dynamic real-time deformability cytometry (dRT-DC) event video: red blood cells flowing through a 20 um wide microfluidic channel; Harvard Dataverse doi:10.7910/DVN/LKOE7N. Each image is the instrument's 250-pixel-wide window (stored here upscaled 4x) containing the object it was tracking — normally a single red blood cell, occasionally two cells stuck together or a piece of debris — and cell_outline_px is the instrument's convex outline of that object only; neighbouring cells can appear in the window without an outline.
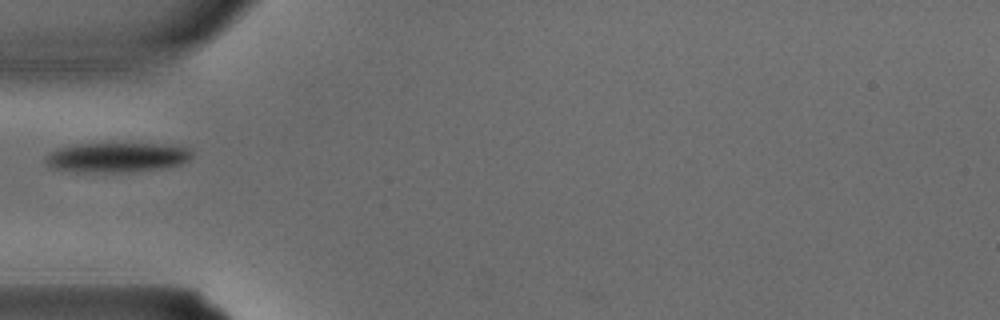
{"species": "common noctule bat (a hibernating species)", "species_latin": "Nyctalus noctula", "temperature_condition": "warm", "stored_images_in_passage": 3, "camera_frame_rate_fps": 3000, "um_per_image_px": 0.085, "animal": {"sex": "male", "body_mass_g": 15.6}, "frame": {"image": 1, "passage_image": 3, "time_ms": 0.667, "image_size_px": [1000, 320], "cell_outline_px": [[192, 156], [188, 160], [180, 164], [168, 168], [128, 172], [76, 172], [48, 168], [44, 160], [44, 156], [48, 152], [60, 148], [76, 144], [172, 144], [188, 148], [192, 152]], "centroid_in_image_um": [9.91, 13.39], "position_along_channel_um": 75.1, "area_um2": 25.78}}